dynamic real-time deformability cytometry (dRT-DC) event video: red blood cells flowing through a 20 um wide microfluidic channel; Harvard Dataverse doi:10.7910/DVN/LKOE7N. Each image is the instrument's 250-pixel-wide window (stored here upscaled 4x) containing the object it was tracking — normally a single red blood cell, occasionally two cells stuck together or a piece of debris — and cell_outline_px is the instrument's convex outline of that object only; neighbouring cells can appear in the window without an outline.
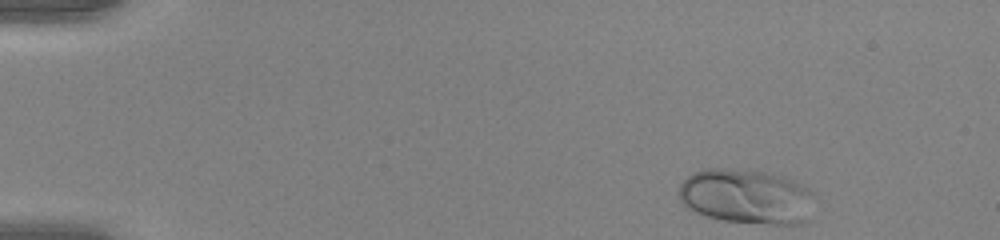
{"species": "human", "species_latin": "Homo sapiens", "temperature_condition": "warm", "stored_images_in_passage": 47, "camera_frame_rate_fps": 3000, "um_per_image_px": 0.085, "donor": {"sex": "female"}, "frame": {"image": 1, "passage_image": 1, "time_ms": 0.0, "image_size_px": [1000, 240], "cell_outline_px": [[812, 192], [808, 224], [772, 224], [724, 220], [708, 216], [696, 212], [688, 208], [680, 200], [680, 184], [692, 172], [708, 168], [724, 168], [764, 172], [784, 176], [808, 188]], "centroid_in_image_um": [63.45, 16.7], "position_along_channel_um": 21.6, "area_um2": 43.12}}
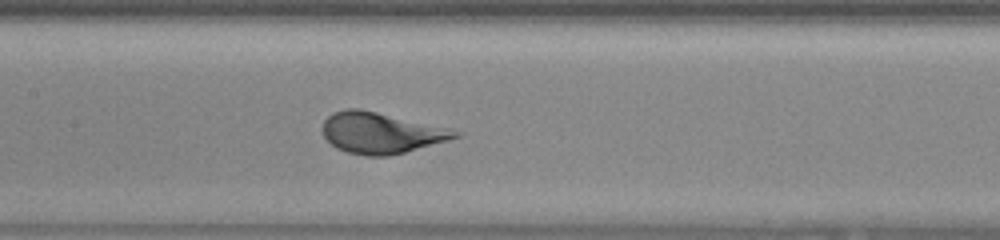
{"frame": {"image": 2, "passage_image": 21, "time_ms": 6.667, "image_size_px": [1000, 240], "cell_outline_px": [[464, 132], [460, 136], [448, 140], [404, 152], [388, 156], [368, 156], [348, 152], [336, 148], [324, 136], [320, 128], [324, 120], [332, 112], [344, 108], [360, 108], [452, 128]], "centroid_in_image_um": [32.38, 11.27], "position_along_channel_um": 175.0, "area_um2": 31.96}}
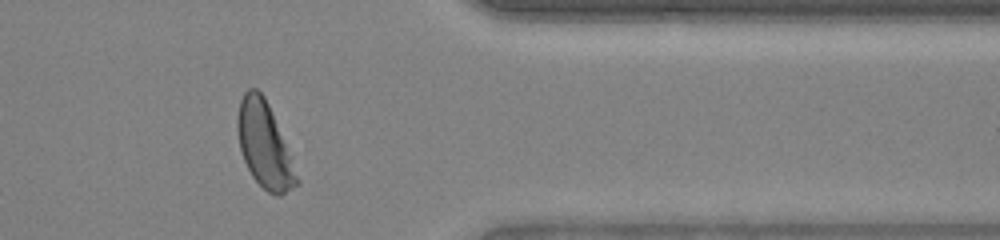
{"frame": {"image": 3, "passage_image": 38, "time_ms": 12.333, "image_size_px": [1000, 240], "cell_outline_px": [[300, 184], [280, 196], [276, 196], [268, 192], [252, 176], [244, 160], [240, 148], [236, 128], [236, 120], [240, 100], [244, 92], [248, 88], [256, 88], [264, 96], [268, 104], [292, 156], [300, 180]], "centroid_in_image_um": [22.49, 12.34], "position_along_channel_um": 388.9, "area_um2": 29.65}}